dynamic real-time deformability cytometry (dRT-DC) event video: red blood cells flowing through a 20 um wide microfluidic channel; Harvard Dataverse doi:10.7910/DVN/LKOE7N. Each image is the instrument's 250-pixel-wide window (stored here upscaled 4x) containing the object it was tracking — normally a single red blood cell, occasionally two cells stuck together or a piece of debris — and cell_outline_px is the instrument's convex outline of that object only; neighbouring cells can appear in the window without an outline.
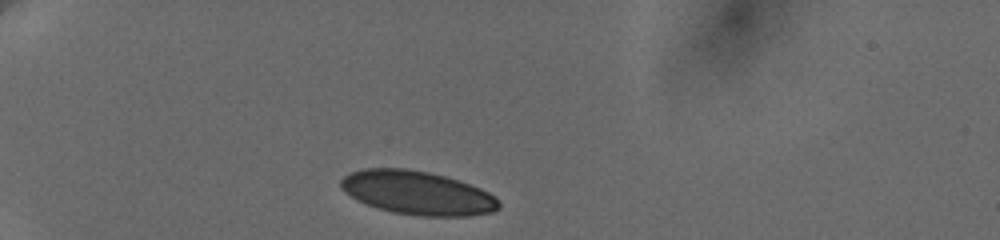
{"species": "human", "species_latin": "Homo sapiens", "temperature_condition": "cold", "stored_images_in_passage": 9, "camera_frame_rate_fps": 3000, "um_per_image_px": 0.085, "donor": {"sex": "female"}, "frame": {"image": 1, "passage_image": 1, "time_ms": 0.0, "image_size_px": [1000, 240], "cell_outline_px": [[500, 208], [492, 212], [468, 216], [420, 216], [392, 212], [376, 208], [364, 204], [356, 200], [344, 192], [340, 188], [340, 180], [344, 176], [352, 172], [364, 168], [404, 168], [428, 172], [444, 176], [480, 188], [488, 192], [500, 204]], "centroid_in_image_um": [35.42, 16.4], "position_along_channel_um": 49.6, "area_um2": 40.17}}
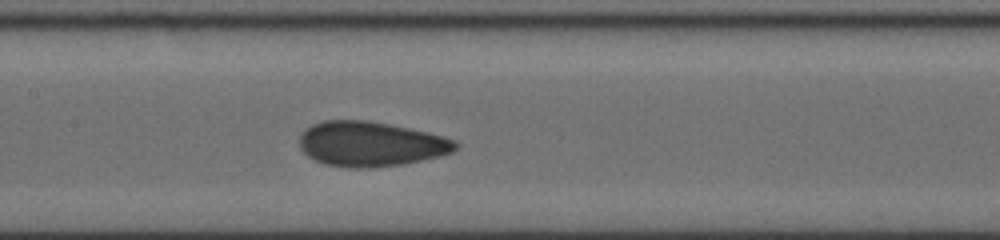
{"frame": {"image": 2, "passage_image": 6, "time_ms": 4.667, "image_size_px": [1000, 240], "cell_outline_px": [[460, 144], [452, 152], [440, 156], [404, 164], [372, 168], [348, 168], [324, 164], [308, 156], [300, 148], [300, 136], [312, 124], [324, 120], [364, 120], [388, 124], [408, 128], [456, 140]], "centroid_in_image_um": [31.51, 12.25], "position_along_channel_um": 175.9, "area_um2": 40.63}}
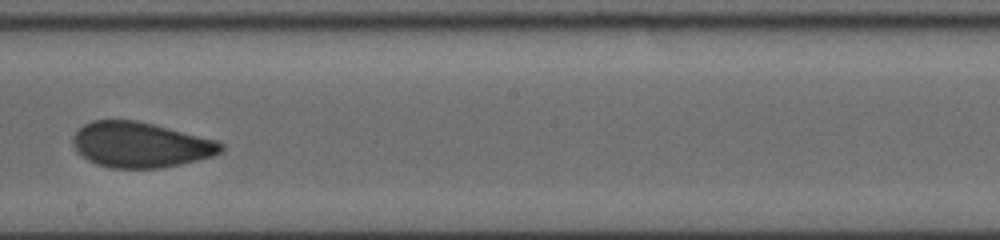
{"frame": {"image": 3, "passage_image": 8, "time_ms": 6.333, "image_size_px": [1000, 240], "cell_outline_px": [[224, 148], [220, 152], [212, 156], [180, 164], [160, 168], [112, 168], [96, 164], [88, 160], [72, 144], [72, 136], [84, 124], [92, 120], [136, 120], [216, 140], [224, 144]], "centroid_in_image_um": [11.93, 12.31], "position_along_channel_um": 236.3, "area_um2": 38.78}}